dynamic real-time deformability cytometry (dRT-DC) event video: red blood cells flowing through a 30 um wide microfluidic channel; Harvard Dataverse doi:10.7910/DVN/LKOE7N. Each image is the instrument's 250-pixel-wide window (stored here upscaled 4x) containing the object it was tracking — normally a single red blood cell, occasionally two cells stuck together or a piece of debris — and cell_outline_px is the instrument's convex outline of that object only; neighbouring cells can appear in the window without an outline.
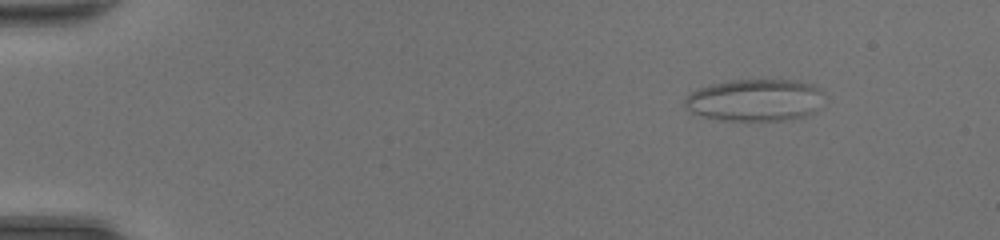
{"species": "common noctule bat (a hibernating species)", "species_latin": "Nyctalus noctula", "temperature_condition": "room temperature", "stored_images_in_passage": 49, "camera_frame_rate_fps": 3000, "um_per_image_px": 0.085, "animal": {"sex": "female", "body_mass_g": 20.0, "forearm_length_mm": 54.0}, "frame": {"image": 1, "passage_image": 7, "time_ms": 2.0, "image_size_px": [1000, 240], "cell_outline_px": [[824, 92], [820, 108], [816, 112], [808, 116], [788, 120], [716, 120], [700, 116], [684, 108], [684, 100], [688, 92], [696, 88], [712, 84], [732, 80], [796, 80], [816, 84]], "centroid_in_image_um": [64.2, 8.51], "position_along_channel_um": 20.8, "area_um2": 35.03}}
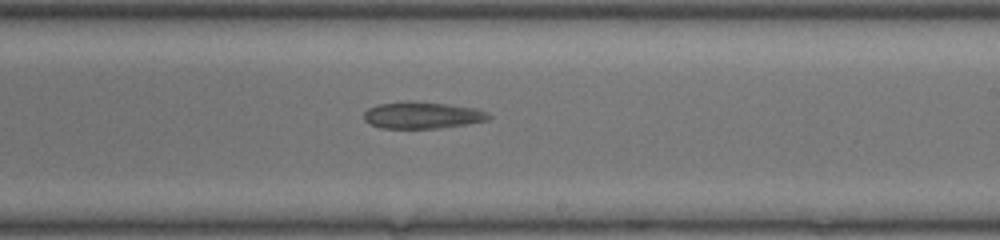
{"frame": {"image": 2, "passage_image": 31, "time_ms": 10.0, "image_size_px": [1000, 240], "cell_outline_px": [[492, 116], [488, 120], [468, 124], [440, 128], [380, 128], [368, 124], [364, 120], [364, 112], [368, 108], [376, 104], [408, 100], [412, 100], [448, 104], [476, 108], [488, 112]], "centroid_in_image_um": [35.88, 9.78], "position_along_channel_um": 253.1, "area_um2": 19.88}}
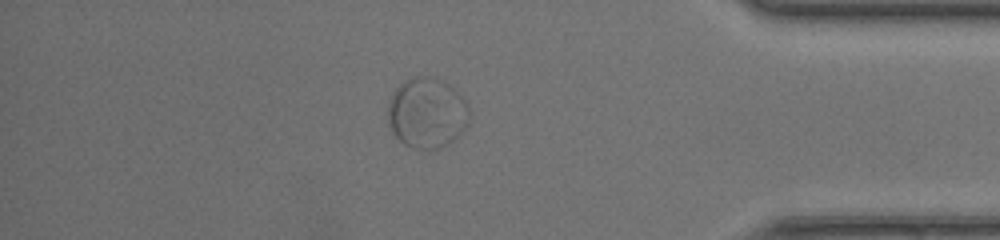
{"frame": {"image": 3, "passage_image": 43, "time_ms": 14.0, "image_size_px": [1000, 240], "cell_outline_px": [[468, 124], [464, 132], [448, 144], [432, 152], [412, 148], [404, 144], [392, 132], [388, 124], [388, 100], [392, 92], [404, 80], [416, 76], [436, 76], [444, 80], [468, 104]], "centroid_in_image_um": [36.28, 9.62], "position_along_channel_um": 398.9, "area_um2": 34.1}}